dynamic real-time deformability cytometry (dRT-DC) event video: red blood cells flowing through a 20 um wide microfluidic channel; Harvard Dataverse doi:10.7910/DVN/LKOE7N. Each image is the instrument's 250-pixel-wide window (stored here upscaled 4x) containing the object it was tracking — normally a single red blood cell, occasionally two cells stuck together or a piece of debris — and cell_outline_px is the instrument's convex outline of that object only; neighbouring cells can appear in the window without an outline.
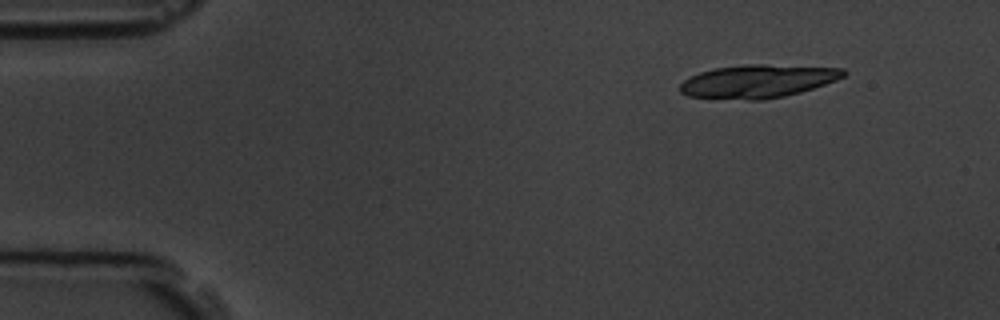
{"species": "common noctule bat (a hibernating species)", "species_latin": "Nyctalus noctula", "temperature_condition": "room temperature", "stored_images_in_passage": 5, "camera_frame_rate_fps": 3000, "um_per_image_px": 0.085, "animal": {"sex": "male", "body_mass_g": 19.5, "forearm_length_mm": 54.6}, "frame": {"image": 1, "passage_image": 2, "time_ms": 1.333, "image_size_px": [1000, 320], "cell_outline_px": [[848, 72], [844, 76], [836, 80], [800, 92], [784, 96], [764, 100], [748, 100], [688, 96], [680, 92], [680, 84], [684, 80], [700, 72], [716, 68], [744, 64], [764, 64], [844, 68]], "centroid_in_image_um": [64.43, 6.9], "position_along_channel_um": 20.6, "area_um2": 31.5}}